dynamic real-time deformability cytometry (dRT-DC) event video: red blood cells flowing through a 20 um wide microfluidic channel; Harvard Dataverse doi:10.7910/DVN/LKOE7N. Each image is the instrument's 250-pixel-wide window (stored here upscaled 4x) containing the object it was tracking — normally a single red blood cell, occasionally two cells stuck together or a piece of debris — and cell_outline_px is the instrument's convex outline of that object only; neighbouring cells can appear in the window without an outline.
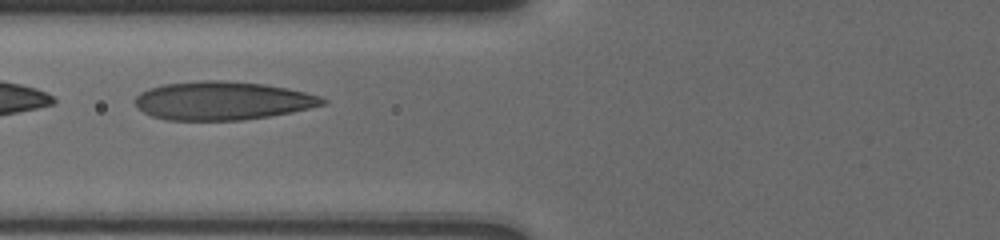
{"species": "human", "species_latin": "Homo sapiens", "temperature_condition": "cold", "stored_images_in_passage": 23, "camera_frame_rate_fps": 3000, "um_per_image_px": 0.085, "donor": {"sex": "male"}, "frame": {"image": 1, "passage_image": 9, "time_ms": 4.0, "image_size_px": [1000, 240], "cell_outline_px": [[328, 100], [324, 104], [292, 112], [244, 120], [164, 120], [152, 116], [136, 108], [136, 96], [140, 92], [148, 88], [164, 84], [200, 80], [224, 80], [264, 84], [288, 88], [320, 96]], "centroid_in_image_um": [18.88, 8.56], "position_along_channel_um": 106.9, "area_um2": 42.08}}
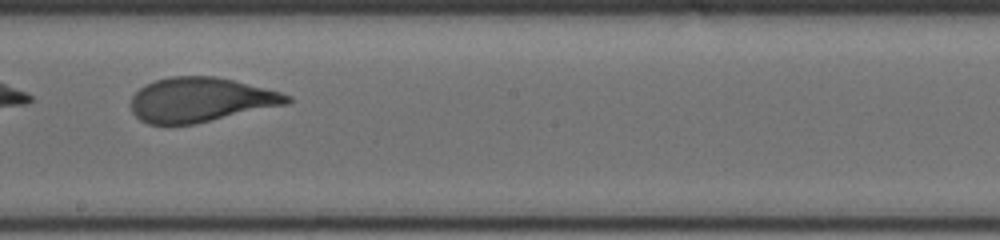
{"frame": {"image": 2, "passage_image": 15, "time_ms": 7.333, "image_size_px": [1000, 240], "cell_outline_px": [[292, 100], [288, 104], [192, 124], [148, 124], [140, 120], [132, 112], [132, 96], [144, 84], [156, 80], [172, 76], [216, 76], [280, 92], [292, 96]], "centroid_in_image_um": [17.04, 8.48], "position_along_channel_um": 231.2, "area_um2": 40.11}}
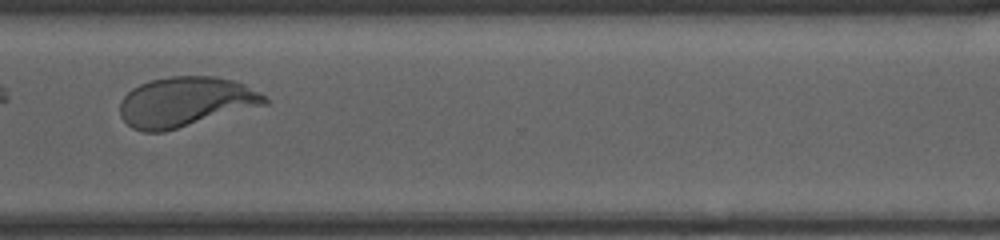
{"frame": {"image": 3, "passage_image": 20, "time_ms": 10.667, "image_size_px": [1000, 240], "cell_outline_px": [[268, 104], [164, 132], [144, 132], [132, 128], [120, 116], [120, 100], [132, 88], [140, 84], [152, 80], [168, 76], [212, 76], [232, 80], [244, 84], [268, 96]], "centroid_in_image_um": [15.77, 8.66], "position_along_channel_um": 354.8, "area_um2": 42.19}, "authors_computed_cell_mechanics": {"area_um2": 41.6738, "velocity_mm_per_s": 3.7061, "shape_relaxation_time_tau1_ms": 6.8906, "shape_relaxation_time_tau2_ms": 1.0465, "deformation_change_tau1": 0.236, "deformation_change_tau2": 0.086}}